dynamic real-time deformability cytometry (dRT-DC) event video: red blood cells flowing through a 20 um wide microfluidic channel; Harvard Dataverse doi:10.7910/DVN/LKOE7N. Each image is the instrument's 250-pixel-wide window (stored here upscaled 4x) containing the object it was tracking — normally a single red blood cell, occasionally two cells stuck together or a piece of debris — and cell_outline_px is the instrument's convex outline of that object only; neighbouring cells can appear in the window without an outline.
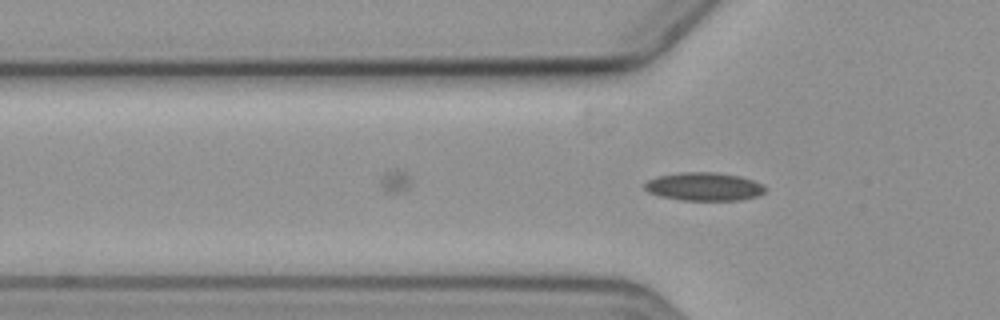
{"species": "common noctule bat (a hibernating species)", "species_latin": "Nyctalus noctula", "temperature_condition": "cold", "stored_images_in_passage": 6, "camera_frame_rate_fps": 3000, "um_per_image_px": 0.085, "animal": {"sex": "female", "body_mass_g": 19.3, "forearm_length_mm": 54.1}, "frame": {"image": 1, "passage_image": 6, "time_ms": 6.667, "image_size_px": [1000, 320], "cell_outline_px": [[764, 192], [760, 196], [740, 200], [680, 200], [660, 196], [648, 192], [644, 188], [644, 184], [648, 180], [656, 176], [680, 172], [716, 172], [740, 176], [752, 180], [760, 184], [764, 188]], "centroid_in_image_um": [59.81, 15.86], "position_along_channel_um": 66.0, "area_um2": 19.88}}